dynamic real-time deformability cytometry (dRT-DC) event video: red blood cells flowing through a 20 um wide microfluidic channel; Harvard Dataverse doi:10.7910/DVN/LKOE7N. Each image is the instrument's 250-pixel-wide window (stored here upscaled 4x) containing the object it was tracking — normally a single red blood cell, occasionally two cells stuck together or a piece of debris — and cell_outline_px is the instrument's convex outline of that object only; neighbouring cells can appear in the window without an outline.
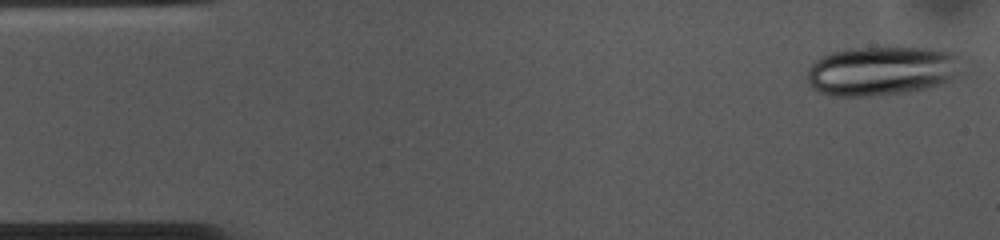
{"species": "common noctule bat (a hibernating species)", "species_latin": "Nyctalus noctula", "temperature_condition": "cold", "stored_images_in_passage": 52, "camera_frame_rate_fps": 3000, "um_per_image_px": 0.085, "animal": {"sex": "female", "body_mass_g": 10.0, "forearm_length_mm": 53.1}, "frame": {"image": 1, "passage_image": 1, "time_ms": 0.0, "image_size_px": [1000, 240], "cell_outline_px": [[976, 64], [972, 72], [964, 76], [928, 88], [904, 92], [868, 96], [832, 96], [820, 92], [812, 88], [808, 80], [808, 68], [816, 60], [832, 52], [844, 48], [884, 44], [900, 44], [944, 48], [964, 52]], "centroid_in_image_um": [75.35, 5.91], "position_along_channel_um": 9.6, "area_um2": 48.61}}